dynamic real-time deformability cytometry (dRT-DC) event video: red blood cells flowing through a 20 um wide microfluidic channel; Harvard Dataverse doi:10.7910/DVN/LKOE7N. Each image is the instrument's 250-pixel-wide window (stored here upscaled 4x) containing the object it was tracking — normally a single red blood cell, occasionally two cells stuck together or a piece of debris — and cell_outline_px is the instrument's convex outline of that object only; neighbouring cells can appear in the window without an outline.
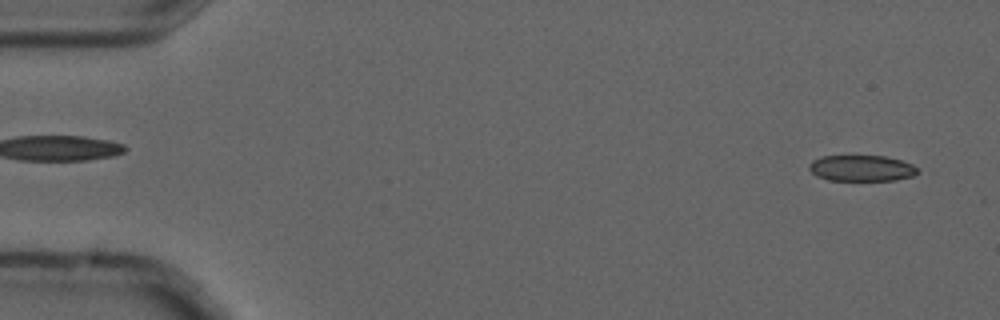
{"species": "common noctule bat (a hibernating species)", "species_latin": "Nyctalus noctula", "temperature_condition": "cold", "stored_images_in_passage": 5, "segment_of_instrument_passage": [2, 2], "camera_frame_rate_fps": 3000, "um_per_image_px": 0.085, "animal": {"sex": "male", "forearm_length_mm": 52.5}, "frame": {"image": 1, "passage_image": 5, "time_ms": 1.333, "image_size_px": [1000, 320], "cell_outline_px": [[920, 172], [912, 176], [896, 180], [828, 180], [816, 176], [808, 168], [808, 164], [812, 160], [820, 156], [884, 156], [900, 160], [912, 164]], "centroid_in_image_um": [73.2, 14.3], "position_along_channel_um": 11.8, "area_um2": 16.47}}